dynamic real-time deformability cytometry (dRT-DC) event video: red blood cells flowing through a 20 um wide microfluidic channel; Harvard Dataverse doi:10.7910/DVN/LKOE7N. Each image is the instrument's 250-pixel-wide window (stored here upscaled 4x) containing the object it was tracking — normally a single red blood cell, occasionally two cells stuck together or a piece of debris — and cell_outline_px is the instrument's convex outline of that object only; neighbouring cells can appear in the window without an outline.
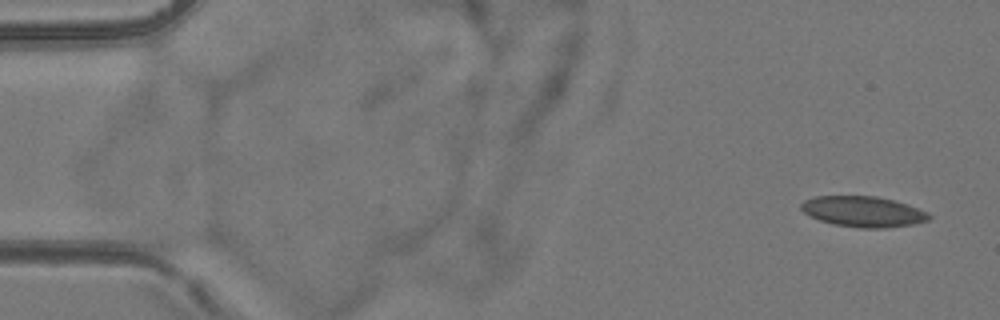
{"species": "common noctule bat (a hibernating species)", "species_latin": "Nyctalus noctula", "temperature_condition": "room temperature", "stored_images_in_passage": 5, "camera_frame_rate_fps": 3000, "um_per_image_px": 0.085, "animal": {"sex": "female", "body_mass_g": 24.6, "forearm_length_mm": 56.2}, "frame": {"image": 1, "passage_image": 1, "time_ms": 0.0, "image_size_px": [1000, 320], "cell_outline_px": [[932, 216], [928, 220], [912, 224], [884, 228], [860, 228], [836, 224], [820, 220], [804, 212], [800, 208], [800, 204], [804, 200], [816, 196], [876, 196], [908, 204], [928, 212]], "centroid_in_image_um": [73.38, 17.98], "position_along_channel_um": 11.6, "area_um2": 22.66}}
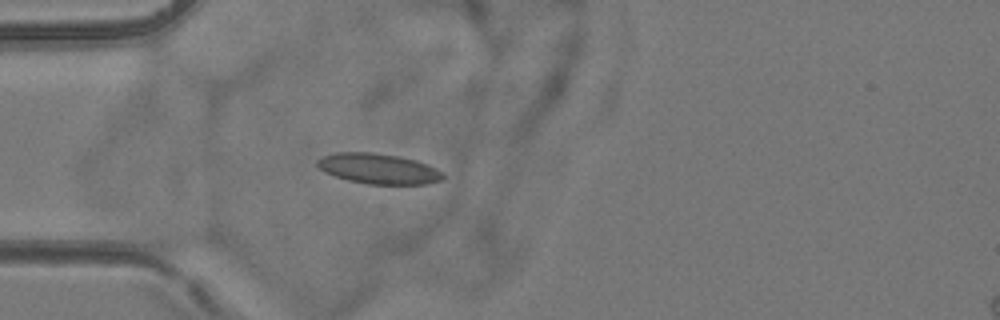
{"frame": {"image": 2, "passage_image": 5, "time_ms": 4.667, "image_size_px": [1000, 320], "cell_outline_px": [[444, 180], [428, 184], [368, 184], [348, 180], [324, 172], [316, 164], [316, 160], [324, 156], [336, 152], [372, 152], [400, 156], [416, 160], [428, 164], [444, 172]], "centroid_in_image_um": [32.21, 14.34], "position_along_channel_um": 52.8, "area_um2": 22.43}}